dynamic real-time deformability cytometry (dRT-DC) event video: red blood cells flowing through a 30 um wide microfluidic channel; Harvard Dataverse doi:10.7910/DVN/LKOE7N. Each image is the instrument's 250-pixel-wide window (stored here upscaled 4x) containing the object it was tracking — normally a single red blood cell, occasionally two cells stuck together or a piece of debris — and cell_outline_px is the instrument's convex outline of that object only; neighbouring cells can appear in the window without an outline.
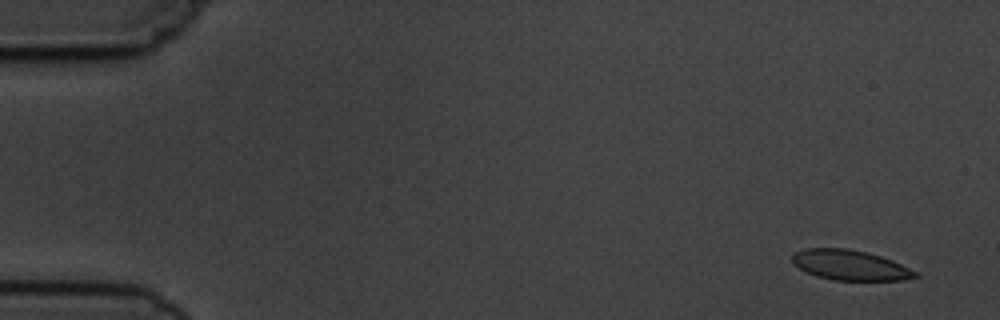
{"species": "common noctule bat (a hibernating species)", "species_latin": "Nyctalus noctula", "temperature_condition": "cold", "stored_images_in_passage": 8, "camera_frame_rate_fps": 3000, "um_per_image_px": 0.085, "animal": {"sex": "male", "body_mass_g": 19.5, "forearm_length_mm": 54.6}, "frame": {"image": 1, "passage_image": 1, "time_ms": 0.0, "image_size_px": [1000, 320], "cell_outline_px": [[920, 276], [904, 280], [832, 280], [816, 276], [792, 264], [792, 256], [796, 252], [804, 248], [848, 248], [868, 252], [892, 260], [920, 272]], "centroid_in_image_um": [72.3, 22.53], "position_along_channel_um": 12.7, "area_um2": 21.79}}
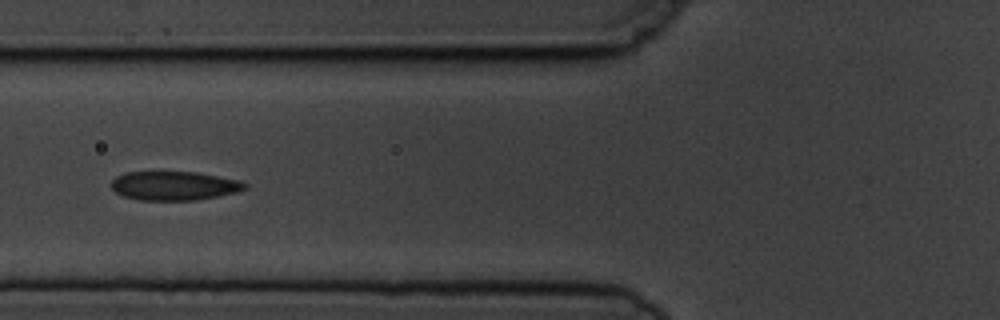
{"frame": {"image": 2, "passage_image": 6, "time_ms": 6.0, "image_size_px": [1000, 320], "cell_outline_px": [[248, 188], [236, 192], [196, 200], [140, 200], [124, 196], [116, 192], [112, 188], [112, 180], [116, 176], [128, 172], [196, 172], [240, 180], [248, 184]], "centroid_in_image_um": [14.83, 15.79], "position_along_channel_um": 111.0, "area_um2": 22.43}}
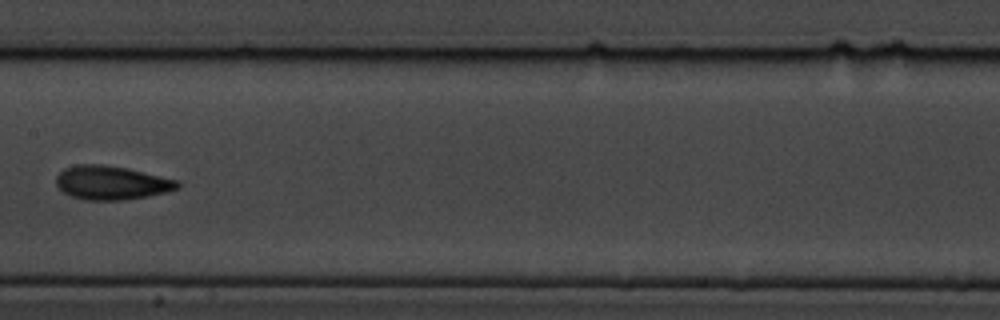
{"frame": {"image": 3, "passage_image": 8, "time_ms": 8.333, "image_size_px": [1000, 320], "cell_outline_px": [[180, 188], [148, 196], [124, 200], [84, 200], [72, 196], [64, 192], [56, 184], [56, 176], [64, 168], [76, 164], [100, 164], [128, 168], [180, 180]], "centroid_in_image_um": [9.49, 15.52], "position_along_channel_um": 197.9, "area_um2": 24.04}}